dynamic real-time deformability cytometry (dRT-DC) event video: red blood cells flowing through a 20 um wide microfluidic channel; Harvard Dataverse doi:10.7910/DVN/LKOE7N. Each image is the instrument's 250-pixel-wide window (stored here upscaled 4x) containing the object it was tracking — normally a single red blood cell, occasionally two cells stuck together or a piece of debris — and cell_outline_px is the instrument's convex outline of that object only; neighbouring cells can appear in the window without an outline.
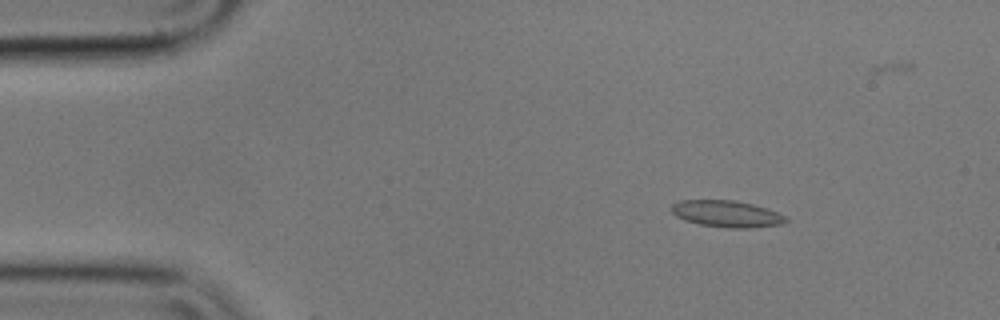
{"species": "common noctule bat (a hibernating species)", "species_latin": "Nyctalus noctula", "temperature_condition": "cold", "stored_images_in_passage": 9, "camera_frame_rate_fps": 3000, "um_per_image_px": 0.085, "animal": {"sex": "male", "body_mass_g": 17.9}, "frame": {"image": 1, "passage_image": 8, "time_ms": 2.333, "image_size_px": [1000, 320], "cell_outline_px": [[788, 220], [780, 224], [748, 228], [728, 228], [700, 224], [684, 220], [676, 216], [672, 212], [672, 204], [680, 200], [732, 200], [752, 204], [768, 208], [784, 216]], "centroid_in_image_um": [61.74, 18.17], "position_along_channel_um": 23.3, "area_um2": 17.57}}